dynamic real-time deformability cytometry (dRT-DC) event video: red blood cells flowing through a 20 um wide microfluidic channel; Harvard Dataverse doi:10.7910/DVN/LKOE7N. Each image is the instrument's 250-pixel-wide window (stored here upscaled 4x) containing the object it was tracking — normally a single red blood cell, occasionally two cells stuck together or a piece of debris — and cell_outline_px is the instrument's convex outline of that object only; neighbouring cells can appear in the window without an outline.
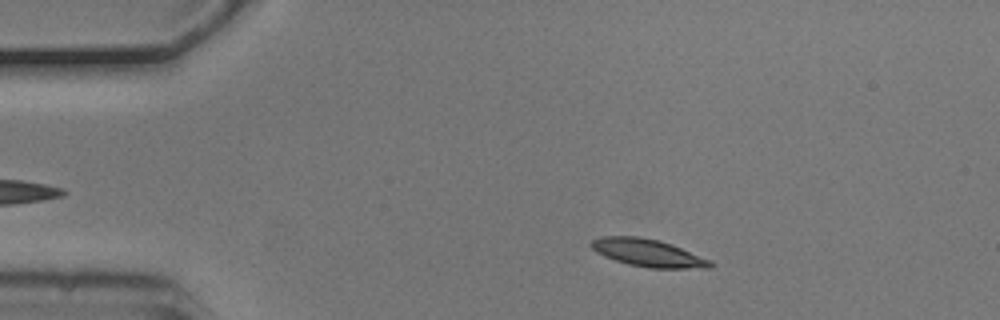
{"species": "common noctule bat (a hibernating species)", "species_latin": "Nyctalus noctula", "temperature_condition": "cold", "stored_images_in_passage": 3, "camera_frame_rate_fps": 3000, "um_per_image_px": 0.085, "animal": {"sex": "male", "body_mass_g": 20.5, "forearm_length_mm": 52.5}, "frame": {"image": 1, "passage_image": 1, "time_ms": 0.0, "image_size_px": [1000, 320], "cell_outline_px": [[716, 264], [712, 268], [648, 268], [628, 264], [604, 256], [596, 252], [588, 244], [592, 240], [604, 236], [640, 236], [660, 240], [712, 260]], "centroid_in_image_um": [55.1, 21.5], "position_along_channel_um": 29.9, "area_um2": 19.25}}
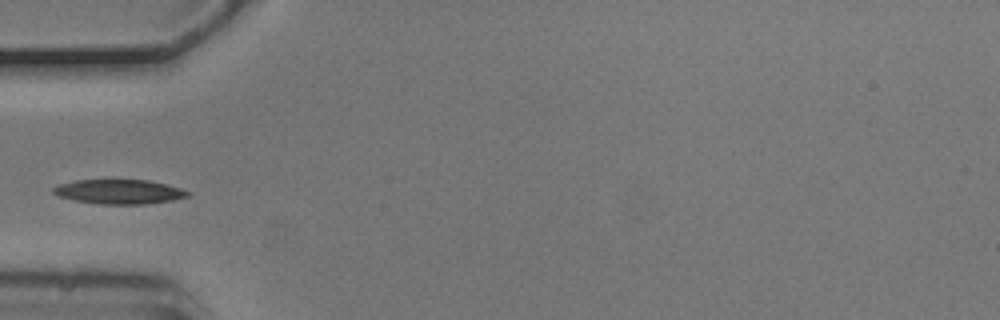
{"frame": {"image": 2, "passage_image": 3, "time_ms": 0.667, "image_size_px": [1000, 320], "cell_outline_px": [[192, 192], [188, 196], [172, 200], [144, 204], [96, 204], [72, 200], [56, 196], [52, 192], [52, 188], [60, 184], [76, 180], [112, 176], [148, 180], [168, 184]], "centroid_in_image_um": [10.07, 16.24], "position_along_channel_um": 74.9, "area_um2": 20.35}}